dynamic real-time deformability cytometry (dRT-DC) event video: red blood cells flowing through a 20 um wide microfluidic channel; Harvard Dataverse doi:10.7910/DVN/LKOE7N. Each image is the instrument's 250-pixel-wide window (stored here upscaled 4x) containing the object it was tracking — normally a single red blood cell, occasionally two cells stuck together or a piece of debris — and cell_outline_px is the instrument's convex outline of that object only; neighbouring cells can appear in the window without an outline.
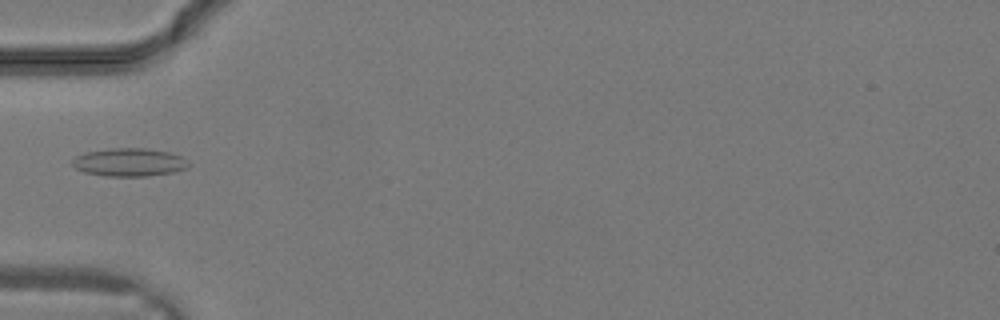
{"species": "common noctule bat (a hibernating species)", "species_latin": "Nyctalus noctula", "temperature_condition": "warm", "stored_images_in_passage": 22, "camera_frame_rate_fps": 3000, "um_per_image_px": 0.085, "animal": {"sex": "male", "body_mass_g": 19.2, "forearm_length_mm": 51.8}, "frame": {"image": 1, "passage_image": 2, "time_ms": 0.333, "image_size_px": [1000, 320], "cell_outline_px": [[192, 164], [184, 168], [172, 172], [148, 176], [104, 176], [84, 172], [76, 168], [72, 164], [72, 160], [76, 156], [84, 152], [112, 148], [144, 148], [168, 152], [180, 156]], "centroid_in_image_um": [10.95, 13.79], "position_along_channel_um": 74.0, "area_um2": 18.96}}
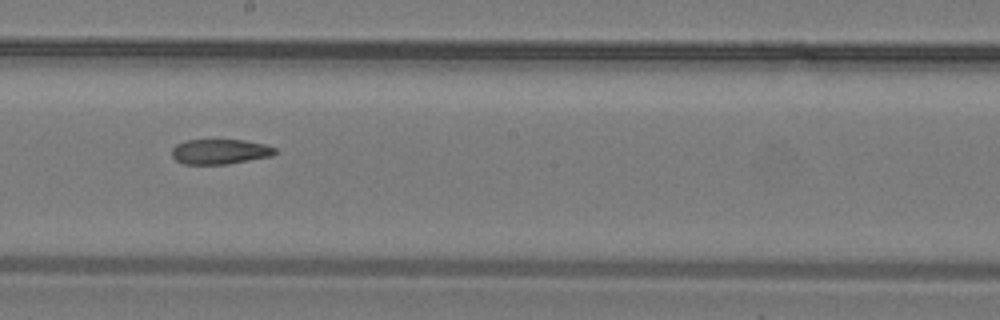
{"frame": {"image": 2, "passage_image": 9, "time_ms": 2.667, "image_size_px": [1000, 320], "cell_outline_px": [[276, 152], [272, 156], [228, 164], [184, 164], [176, 160], [172, 156], [172, 148], [176, 144], [188, 140], [244, 140], [264, 144], [276, 148]], "centroid_in_image_um": [18.7, 12.89], "position_along_channel_um": 229.5, "area_um2": 15.03}}
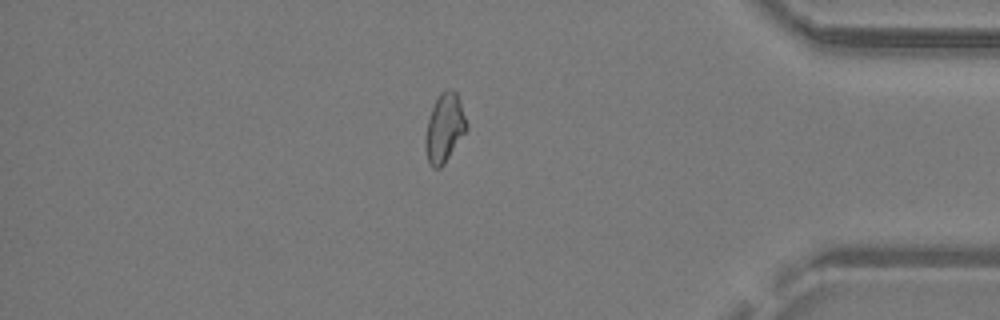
{"frame": {"image": 3, "passage_image": 18, "time_ms": 5.667, "image_size_px": [1000, 320], "cell_outline_px": [[468, 128], [444, 164], [440, 168], [432, 168], [428, 164], [428, 116], [440, 92], [448, 88], [456, 92], [460, 100], [468, 124]], "centroid_in_image_um": [37.84, 10.83], "position_along_channel_um": 397.4, "area_um2": 15.95}}